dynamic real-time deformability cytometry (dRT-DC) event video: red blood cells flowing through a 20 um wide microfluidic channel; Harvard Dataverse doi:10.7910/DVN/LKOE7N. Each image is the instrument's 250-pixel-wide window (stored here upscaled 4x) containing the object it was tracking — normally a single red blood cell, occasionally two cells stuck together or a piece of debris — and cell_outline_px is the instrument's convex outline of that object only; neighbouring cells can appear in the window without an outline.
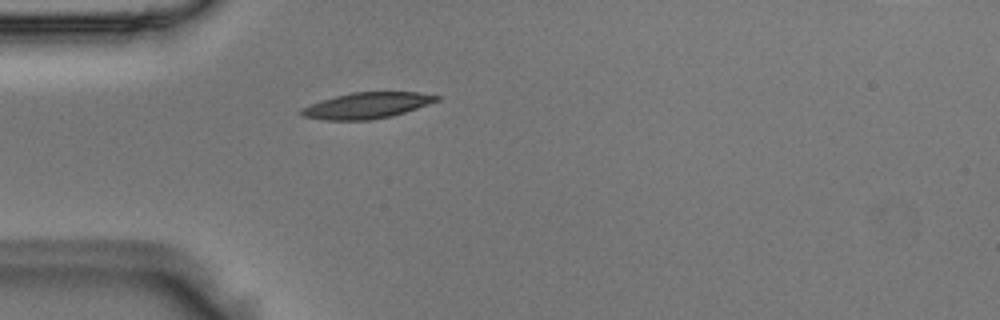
{"species": "Egyptian fruit bat (a non-hibernating species)", "species_latin": "Rousettus aegyptiacus", "temperature_condition": "room temperature", "stored_images_in_passage": 4, "camera_frame_rate_fps": 3000, "um_per_image_px": 0.085, "animal": {"sex": "male"}, "frame": {"image": 1, "passage_image": 4, "time_ms": 1.0, "image_size_px": [1000, 320], "cell_outline_px": [[440, 100], [392, 116], [368, 120], [328, 120], [304, 116], [300, 112], [300, 108], [336, 96], [352, 92], [416, 92], [440, 96]], "centroid_in_image_um": [31.21, 8.96], "position_along_channel_um": 53.8, "area_um2": 20.11}}